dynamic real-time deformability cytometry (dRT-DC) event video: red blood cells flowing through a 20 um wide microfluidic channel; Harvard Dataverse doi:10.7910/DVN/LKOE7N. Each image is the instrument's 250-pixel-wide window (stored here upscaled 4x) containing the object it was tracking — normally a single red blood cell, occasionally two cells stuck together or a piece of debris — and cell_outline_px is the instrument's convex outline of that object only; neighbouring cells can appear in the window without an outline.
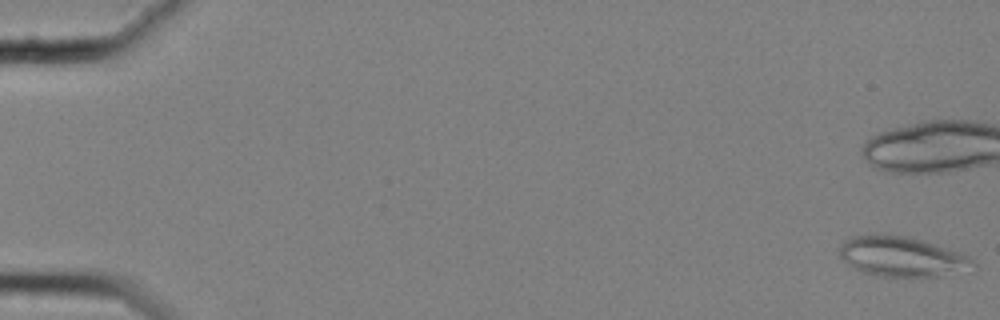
{"species": "common noctule bat (a hibernating species)", "species_latin": "Nyctalus noctula", "temperature_condition": "cold", "stored_images_in_passage": 16, "camera_frame_rate_fps": 3000, "um_per_image_px": 0.085, "animal": {"sex": "female", "body_mass_g": 25.1}, "frame": {"image": 1, "passage_image": 1, "time_ms": 0.0, "image_size_px": [1000, 320], "cell_outline_px": [[976, 264], [940, 276], [880, 276], [864, 272], [848, 264], [840, 256], [840, 248], [844, 240], [852, 236], [884, 232], [908, 236], [960, 252], [968, 256]], "centroid_in_image_um": [76.57, 21.76], "position_along_channel_um": 8.4, "area_um2": 30.69}}